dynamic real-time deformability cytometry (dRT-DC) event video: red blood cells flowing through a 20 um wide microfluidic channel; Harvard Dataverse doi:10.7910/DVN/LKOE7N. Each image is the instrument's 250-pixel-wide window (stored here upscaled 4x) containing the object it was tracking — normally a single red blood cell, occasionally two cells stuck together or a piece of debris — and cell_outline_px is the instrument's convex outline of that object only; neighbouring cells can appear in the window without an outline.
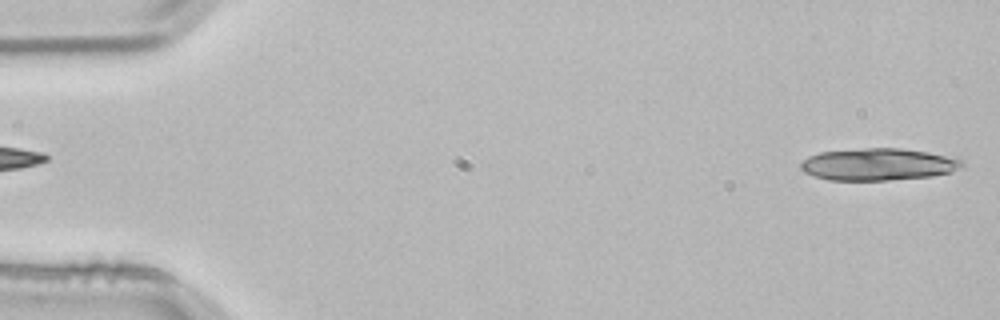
{"species": "common noctule bat (a hibernating species)", "species_latin": "Nyctalus noctula", "temperature_condition": "room temperature", "stored_images_in_passage": 4, "segment_of_instrument_passage": [2, 2], "camera_frame_rate_fps": 3000, "um_per_image_px": 0.085, "animal": {"sex": "male", "body_mass_g": 21.5, "forearm_length_mm": 52.0}, "frame": {"image": 1, "passage_image": 4, "time_ms": 1.0, "image_size_px": [1000, 320], "cell_outline_px": [[964, 168], [952, 172], [932, 176], [888, 180], [828, 180], [804, 172], [800, 168], [800, 164], [808, 156], [820, 152], [864, 148], [900, 148], [956, 156], [964, 160]], "centroid_in_image_um": [74.73, 13.96], "position_along_channel_um": 10.3, "area_um2": 30.52}}